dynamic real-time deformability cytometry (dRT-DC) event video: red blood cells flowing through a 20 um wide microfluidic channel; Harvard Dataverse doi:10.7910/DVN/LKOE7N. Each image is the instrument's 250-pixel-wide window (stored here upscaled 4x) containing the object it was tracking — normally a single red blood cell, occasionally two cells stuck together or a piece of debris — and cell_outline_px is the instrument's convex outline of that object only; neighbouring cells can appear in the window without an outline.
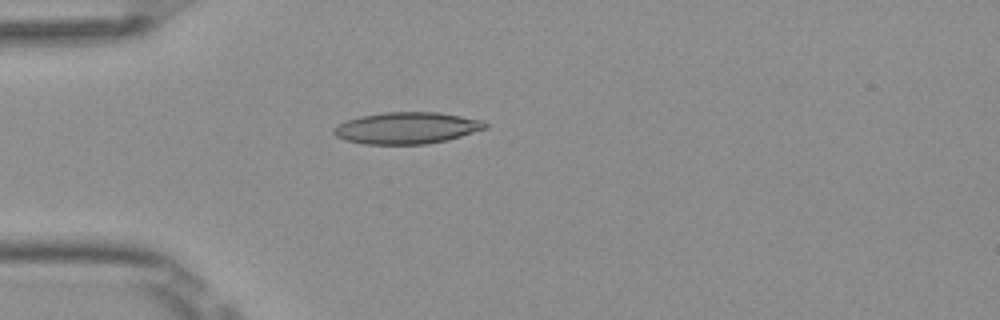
{"species": "Egyptian fruit bat (a non-hibernating species)", "species_latin": "Rousettus aegyptiacus", "temperature_condition": "room temperature", "stored_images_in_passage": 38, "camera_frame_rate_fps": 3000, "um_per_image_px": 0.085, "frame": {"image": 1, "passage_image": 1, "time_ms": 0.0, "image_size_px": [1000, 320], "cell_outline_px": [[488, 128], [448, 140], [424, 144], [364, 144], [344, 140], [336, 136], [332, 132], [332, 128], [336, 124], [344, 120], [360, 116], [384, 112], [440, 112], [484, 120], [488, 124]], "centroid_in_image_um": [34.56, 10.87], "position_along_channel_um": 50.4, "area_um2": 28.32}}
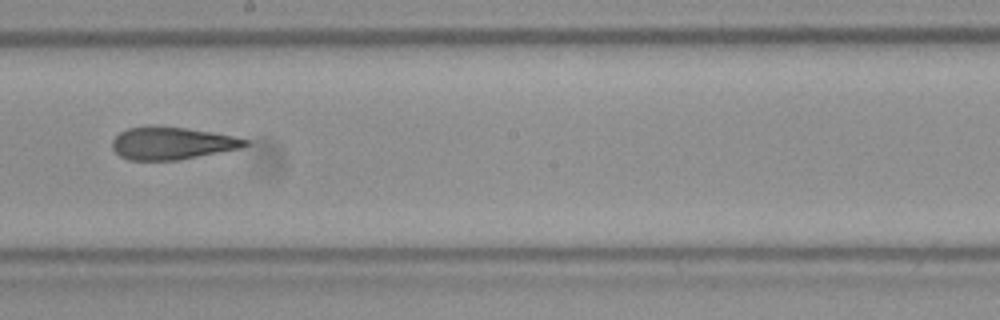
{"frame": {"image": 2, "passage_image": 16, "time_ms": 5.0, "image_size_px": [1000, 320], "cell_outline_px": [[248, 144], [240, 148], [180, 160], [128, 160], [120, 156], [112, 148], [112, 140], [120, 132], [128, 128], [152, 124], [156, 124], [188, 128], [212, 132], [232, 136], [248, 140]], "centroid_in_image_um": [14.56, 12.15], "position_along_channel_um": 233.6, "area_um2": 25.43}}
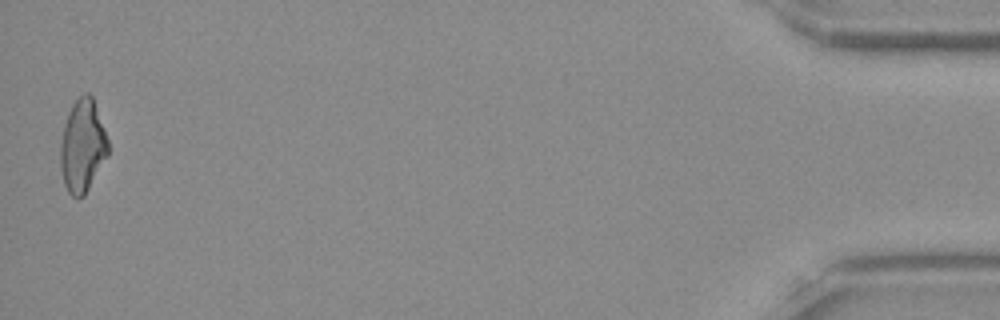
{"frame": {"image": 3, "passage_image": 38, "time_ms": 12.333, "image_size_px": [1000, 320], "cell_outline_px": [[108, 156], [84, 196], [72, 196], [68, 192], [64, 184], [60, 168], [60, 144], [64, 124], [68, 112], [72, 104], [84, 92], [88, 92], [92, 96], [108, 140]], "centroid_in_image_um": [7.0, 12.41], "position_along_channel_um": 428.2, "area_um2": 25.72}, "authors_computed_cell_mechanics": {"area_um2": 25.6921, "velocity_mm_per_s": 3.8945, "shape_relaxation_time_tau1_ms": 9.9117, "shape_relaxation_time_tau2_ms": 2.782, "deformation_change_tau1": 0.2447, "deformation_change_tau2": 0.1253}}